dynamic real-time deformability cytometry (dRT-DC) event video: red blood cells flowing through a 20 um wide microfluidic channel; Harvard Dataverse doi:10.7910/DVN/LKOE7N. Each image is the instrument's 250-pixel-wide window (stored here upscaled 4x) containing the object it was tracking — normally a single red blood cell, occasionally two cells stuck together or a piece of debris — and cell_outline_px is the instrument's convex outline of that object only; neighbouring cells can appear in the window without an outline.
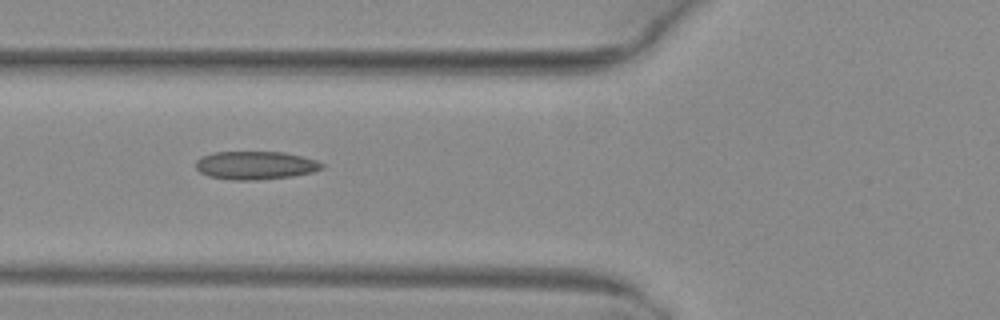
{"species": "common noctule bat (a hibernating species)", "species_latin": "Nyctalus noctula", "temperature_condition": "warm", "stored_images_in_passage": 4, "camera_frame_rate_fps": 3000, "um_per_image_px": 0.085, "animal": {"sex": "female", "body_mass_g": 29.2, "forearm_length_mm": 56.3}, "frame": {"image": 1, "passage_image": 2, "time_ms": 0.333, "image_size_px": [1000, 320], "cell_outline_px": [[324, 168], [312, 172], [292, 176], [256, 180], [232, 180], [208, 176], [200, 172], [196, 168], [196, 160], [200, 156], [212, 152], [284, 152], [316, 160], [324, 164]], "centroid_in_image_um": [21.68, 14.05], "position_along_channel_um": 104.1, "area_um2": 20.81}}
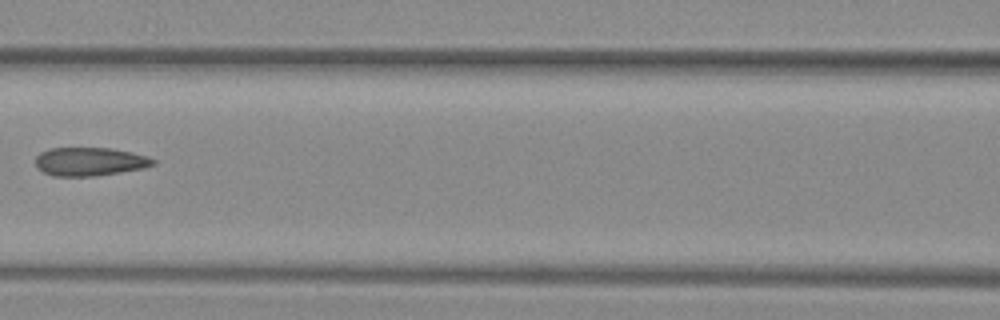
{"frame": {"image": 2, "passage_image": 3, "time_ms": 0.667, "image_size_px": [1000, 320], "cell_outline_px": [[156, 164], [144, 168], [120, 172], [92, 176], [52, 176], [36, 168], [36, 156], [40, 152], [52, 148], [112, 148], [132, 152], [148, 156], [156, 160]], "centroid_in_image_um": [7.64, 13.73], "position_along_channel_um": 159.0, "area_um2": 19.59}}
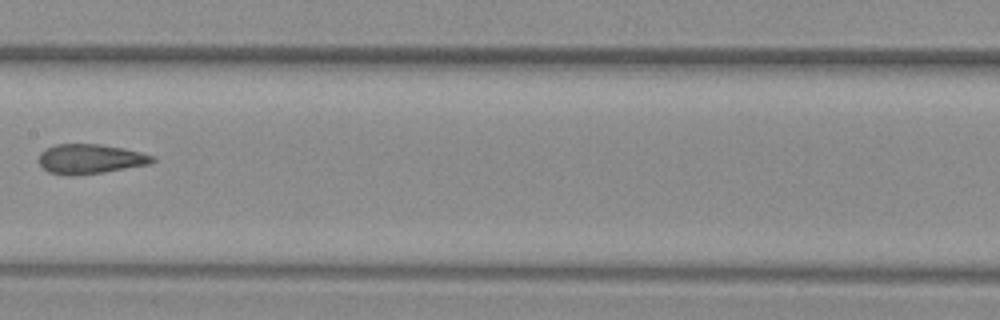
{"frame": {"image": 3, "passage_image": 4, "time_ms": 1.0, "image_size_px": [1000, 320], "cell_outline_px": [[156, 160], [148, 164], [104, 172], [48, 172], [36, 160], [40, 152], [44, 148], [56, 144], [100, 144], [124, 148], [156, 156]], "centroid_in_image_um": [7.69, 13.45], "position_along_channel_um": 199.7, "area_um2": 19.02}}